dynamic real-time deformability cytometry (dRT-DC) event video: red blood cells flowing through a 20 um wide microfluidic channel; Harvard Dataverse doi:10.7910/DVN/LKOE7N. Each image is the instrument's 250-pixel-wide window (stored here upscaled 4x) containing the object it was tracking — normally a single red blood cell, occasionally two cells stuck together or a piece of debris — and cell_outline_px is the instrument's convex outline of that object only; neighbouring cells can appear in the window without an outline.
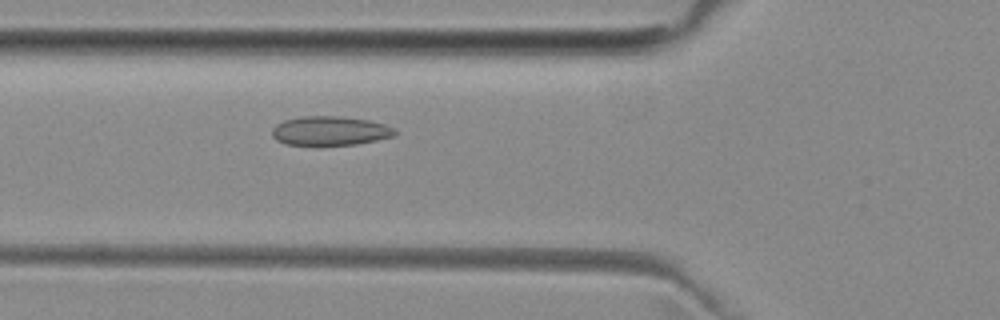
{"species": "common noctule bat (a hibernating species)", "species_latin": "Nyctalus noctula", "temperature_condition": "room temperature", "stored_images_in_passage": 4, "camera_frame_rate_fps": 3000, "um_per_image_px": 0.085, "animal": {"sex": "female", "body_mass_g": 29.2, "forearm_length_mm": 56.3}, "frame": {"image": 1, "passage_image": 4, "time_ms": 3.333, "image_size_px": [1000, 320], "cell_outline_px": [[396, 136], [356, 144], [284, 144], [276, 140], [272, 136], [272, 128], [276, 124], [284, 120], [300, 116], [340, 116], [368, 120], [384, 124], [396, 128]], "centroid_in_image_um": [28.06, 11.1], "position_along_channel_um": 97.7, "area_um2": 20.81}}